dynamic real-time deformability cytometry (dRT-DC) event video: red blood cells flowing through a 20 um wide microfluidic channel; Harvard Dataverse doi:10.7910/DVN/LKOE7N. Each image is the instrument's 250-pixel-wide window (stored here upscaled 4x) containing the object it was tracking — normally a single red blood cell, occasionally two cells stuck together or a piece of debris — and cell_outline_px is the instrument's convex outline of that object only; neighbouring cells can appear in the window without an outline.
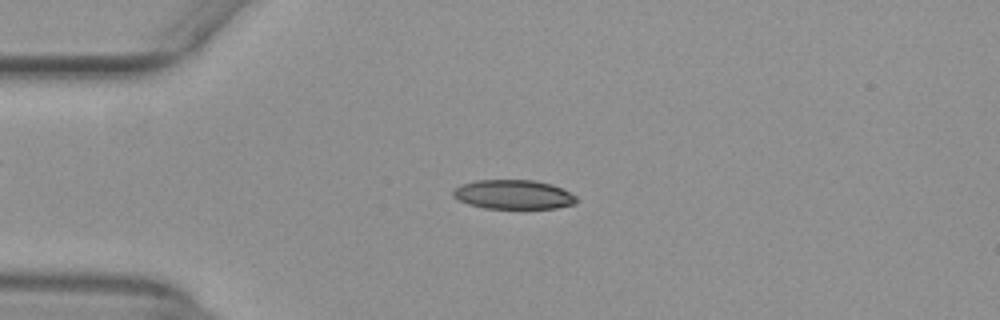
{"species": "common noctule bat (a hibernating species)", "species_latin": "Nyctalus noctula", "temperature_condition": "warm", "stored_images_in_passage": 52, "camera_frame_rate_fps": 3000, "um_per_image_px": 0.085, "animal": {"sex": "female", "body_mass_g": 29.2, "forearm_length_mm": 56.3}, "frame": {"image": 1, "passage_image": 13, "time_ms": 4.0, "image_size_px": [1000, 320], "cell_outline_px": [[576, 204], [556, 208], [484, 208], [468, 204], [452, 196], [452, 188], [460, 184], [476, 180], [532, 180], [552, 184], [576, 196]], "centroid_in_image_um": [43.59, 16.53], "position_along_channel_um": 41.4, "area_um2": 21.04}}
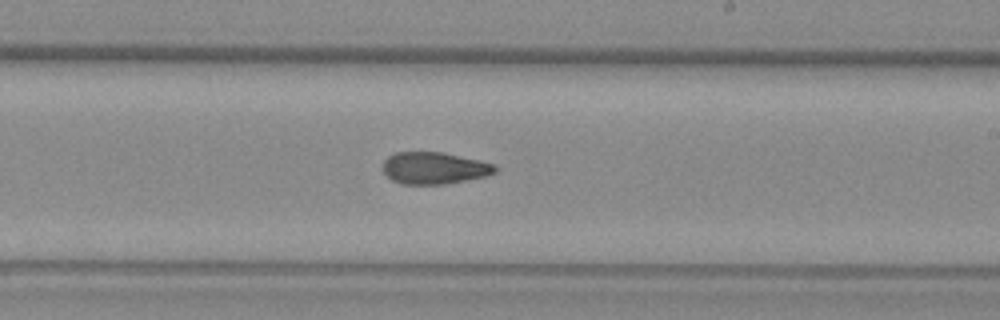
{"frame": {"image": 2, "passage_image": 31, "time_ms": 10.0, "image_size_px": [1000, 320], "cell_outline_px": [[496, 172], [484, 176], [444, 184], [400, 184], [392, 180], [384, 172], [384, 160], [388, 156], [396, 152], [444, 152], [480, 160], [496, 164]], "centroid_in_image_um": [36.91, 14.27], "position_along_channel_um": 252.1, "area_um2": 20.81}}
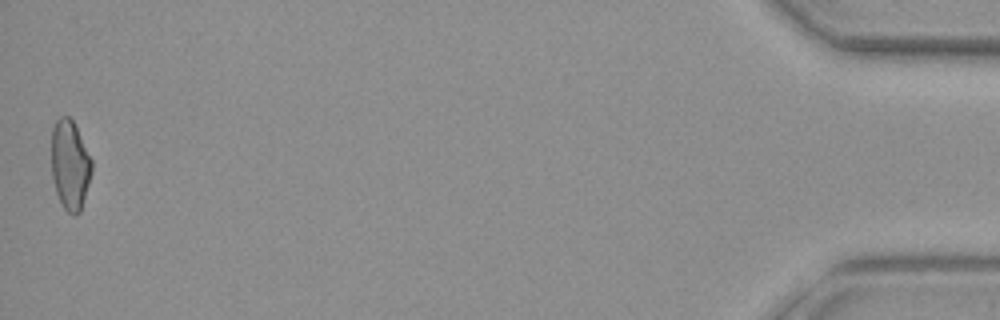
{"frame": {"image": 3, "passage_image": 52, "time_ms": 17.0, "image_size_px": [1000, 320], "cell_outline_px": [[92, 172], [80, 212], [76, 216], [72, 216], [64, 208], [56, 192], [52, 176], [52, 128], [56, 120], [60, 116], [68, 116], [72, 120], [92, 160]], "centroid_in_image_um": [5.95, 14.04], "position_along_channel_um": 429.3, "area_um2": 20.87}, "authors_computed_cell_mechanics": {"area_um2": 21.2993, "velocity_mm_per_s": 3.9613, "shape_relaxation_time_tau1_ms": null, "shape_relaxation_time_tau2_ms": 4.5469, "deformation_change_tau1": null, "deformation_change_tau2": 0.0975}}